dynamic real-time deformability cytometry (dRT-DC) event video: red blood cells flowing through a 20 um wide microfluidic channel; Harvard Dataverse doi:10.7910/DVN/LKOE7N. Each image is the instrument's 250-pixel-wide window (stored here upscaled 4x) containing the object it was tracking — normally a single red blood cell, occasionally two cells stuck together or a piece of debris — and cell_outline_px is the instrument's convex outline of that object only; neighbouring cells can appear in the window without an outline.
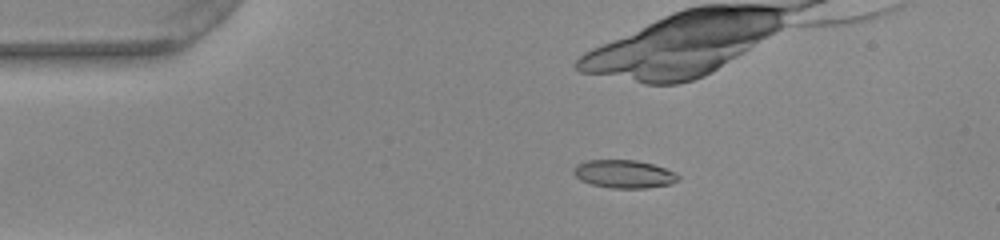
{"species": "common noctule bat (a hibernating species)", "species_latin": "Nyctalus noctula", "temperature_condition": "warm", "stored_images_in_passage": 48, "camera_frame_rate_fps": 3000, "um_per_image_px": 0.085, "animal": {"sex": "female", "body_mass_g": 22.0, "forearm_length_mm": 56.7}, "frame": {"image": 1, "passage_image": 11, "time_ms": 3.333, "image_size_px": [1000, 240], "cell_outline_px": [[680, 180], [672, 184], [648, 188], [612, 188], [592, 184], [580, 180], [572, 172], [576, 164], [588, 160], [636, 160], [652, 164], [676, 172], [680, 176]], "centroid_in_image_um": [53.07, 14.79], "position_along_channel_um": 31.9, "area_um2": 17.22}}
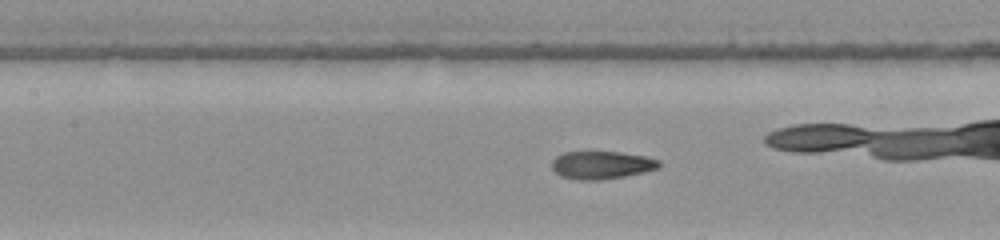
{"frame": {"image": 2, "passage_image": 24, "time_ms": 7.667, "image_size_px": [1000, 240], "cell_outline_px": [[660, 168], [644, 172], [624, 176], [600, 180], [576, 180], [560, 176], [552, 168], [552, 160], [556, 156], [564, 152], [620, 152], [644, 156], [660, 160]], "centroid_in_image_um": [51.13, 14.03], "position_along_channel_um": 156.3, "area_um2": 17.46}}
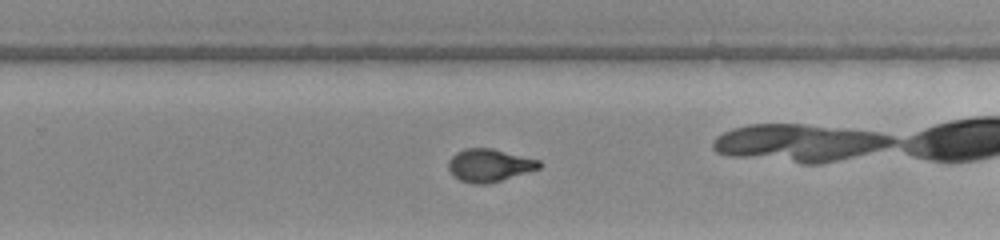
{"frame": {"image": 3, "passage_image": 34, "time_ms": 11.0, "image_size_px": [1000, 240], "cell_outline_px": [[544, 164], [540, 168], [488, 184], [472, 184], [460, 180], [448, 168], [448, 160], [456, 152], [464, 148], [492, 148], [540, 160]], "centroid_in_image_um": [41.61, 14.04], "position_along_channel_um": 288.2, "area_um2": 17.34}, "authors_computed_cell_mechanics": {"area_um2": 17.3978, "velocity_mm_per_s": 3.9737, "shape_relaxation_time_tau1_ms": 6.5938, "shape_relaxation_time_tau2_ms": 1.0726, "deformation_change_tau1": 0.2801, "deformation_change_tau2": 0.0693}}